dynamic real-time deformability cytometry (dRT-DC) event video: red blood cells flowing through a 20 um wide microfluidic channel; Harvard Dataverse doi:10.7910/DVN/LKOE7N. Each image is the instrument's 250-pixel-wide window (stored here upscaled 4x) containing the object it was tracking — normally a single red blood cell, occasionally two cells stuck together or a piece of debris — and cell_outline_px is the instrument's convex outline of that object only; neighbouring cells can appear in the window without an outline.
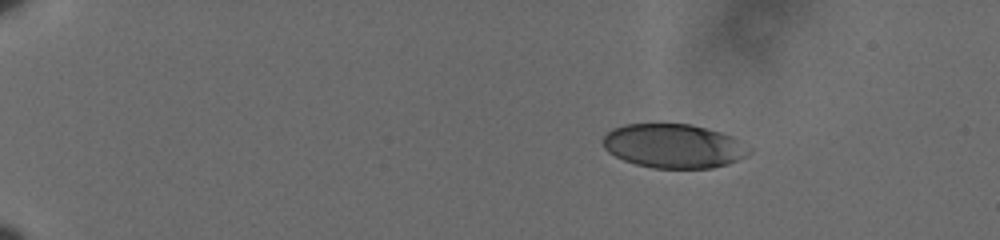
{"species": "human", "species_latin": "Homo sapiens", "temperature_condition": "cold", "stored_images_in_passage": 50, "camera_frame_rate_fps": 3000, "um_per_image_px": 0.085, "donor": {"sex": "male"}, "frame": {"image": 1, "passage_image": 1, "time_ms": 0.0, "image_size_px": [1000, 240], "cell_outline_px": [[752, 152], [728, 164], [712, 168], [652, 168], [636, 164], [624, 160], [608, 152], [604, 148], [600, 140], [612, 128], [624, 124], [692, 124], [720, 132], [732, 136], [752, 148]], "centroid_in_image_um": [57.24, 12.4], "position_along_channel_um": 27.8, "area_um2": 37.69}}
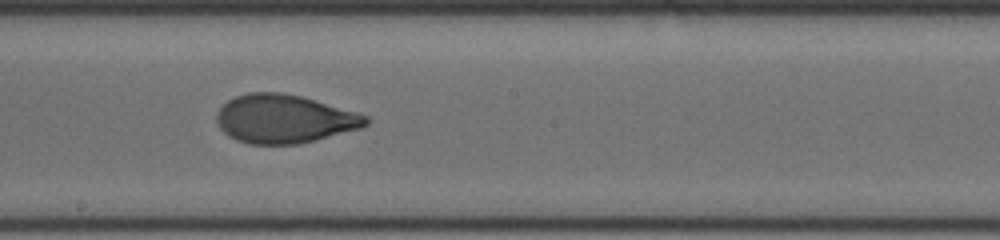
{"frame": {"image": 2, "passage_image": 27, "time_ms": 8.667, "image_size_px": [1000, 240], "cell_outline_px": [[372, 120], [368, 124], [360, 128], [296, 144], [248, 144], [236, 140], [228, 136], [220, 128], [216, 120], [216, 112], [228, 100], [236, 96], [248, 92], [280, 92], [300, 96], [356, 112], [368, 116]], "centroid_in_image_um": [24.13, 10.1], "position_along_channel_um": 224.1, "area_um2": 41.91}}
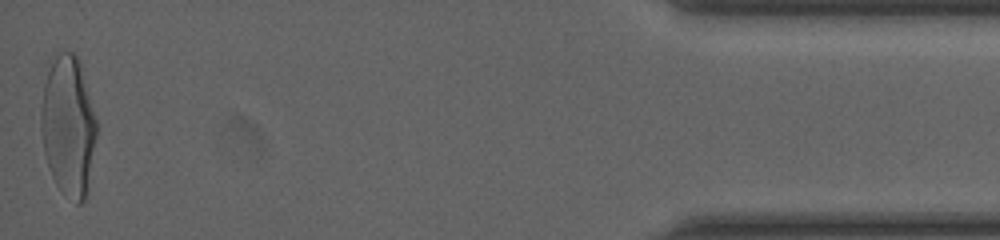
{"frame": {"image": 3, "passage_image": 50, "time_ms": 16.333, "image_size_px": [1000, 240], "cell_outline_px": [[96, 136], [88, 192], [84, 200], [80, 204], [76, 204], [64, 196], [56, 184], [48, 168], [44, 152], [40, 128], [40, 112], [44, 84], [52, 52], [72, 52], [76, 56], [80, 64], [96, 120]], "centroid_in_image_um": [5.78, 10.74], "position_along_channel_um": 429.4, "area_um2": 45.84}, "authors_computed_cell_mechanics": {"area_um2": 42.0495, "velocity_mm_per_s": 3.6054, "shape_relaxation_time_tau1_ms": 4.3432, "shape_relaxation_time_tau2_ms": 0.9618, "deformation_change_tau1": 0.181, "deformation_change_tau2": 0.0647}}